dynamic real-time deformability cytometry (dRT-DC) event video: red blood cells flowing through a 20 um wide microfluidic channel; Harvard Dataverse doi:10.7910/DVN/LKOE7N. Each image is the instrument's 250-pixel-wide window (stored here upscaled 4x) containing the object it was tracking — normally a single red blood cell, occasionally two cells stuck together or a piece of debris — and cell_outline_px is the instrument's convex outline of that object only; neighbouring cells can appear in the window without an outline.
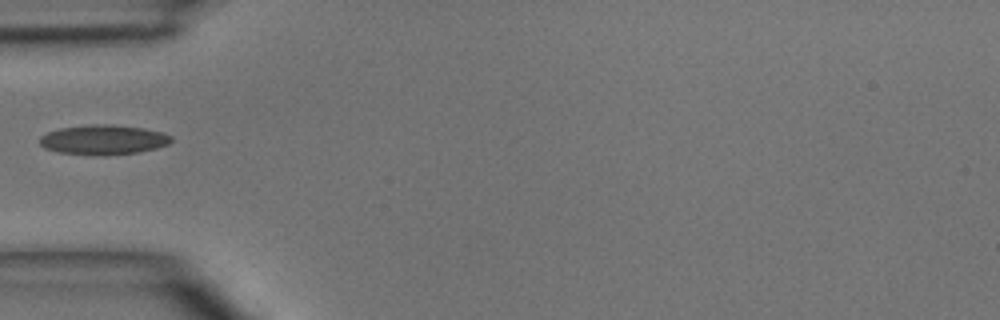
{"species": "common noctule bat (a hibernating species)", "species_latin": "Nyctalus noctula", "temperature_condition": "room temperature", "stored_images_in_passage": 1, "camera_frame_rate_fps": 3000, "um_per_image_px": 0.085, "animal": {"sex": "male", "body_mass_g": 15.6}, "frame": {"image": 1, "passage_image": 1, "time_ms": 0.0, "image_size_px": [1000, 320], "cell_outline_px": [[172, 140], [168, 144], [156, 148], [136, 152], [104, 156], [100, 156], [60, 152], [44, 148], [40, 144], [40, 136], [48, 132], [60, 128], [92, 124], [108, 124], [144, 128], [160, 132], [172, 136]], "centroid_in_image_um": [8.78, 11.88], "position_along_channel_um": 76.2, "area_um2": 22.72}}